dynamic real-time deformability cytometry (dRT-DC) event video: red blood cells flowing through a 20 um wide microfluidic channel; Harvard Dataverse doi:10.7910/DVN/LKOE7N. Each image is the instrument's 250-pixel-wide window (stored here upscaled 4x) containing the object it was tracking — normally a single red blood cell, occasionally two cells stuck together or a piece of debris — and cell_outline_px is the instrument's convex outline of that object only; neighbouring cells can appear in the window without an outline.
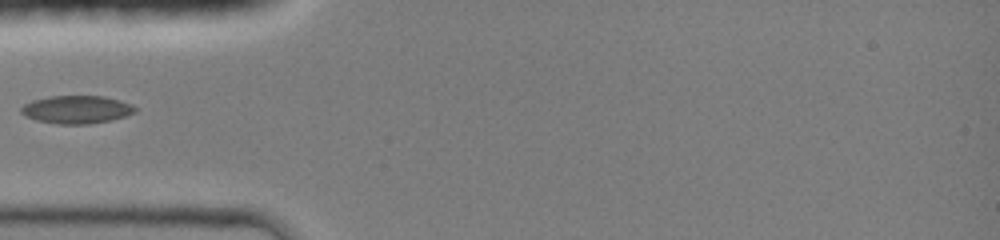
{"species": "common noctule bat (a hibernating species)", "species_latin": "Nyctalus noctula", "temperature_condition": "room temperature", "stored_images_in_passage": 16, "camera_frame_rate_fps": 3000, "um_per_image_px": 0.085, "animal": {"sex": "female", "body_mass_g": 19.0, "forearm_length_mm": 51.5}, "frame": {"image": 1, "passage_image": 1, "time_ms": 0.0, "image_size_px": [1000, 240], "cell_outline_px": [[136, 112], [112, 120], [88, 124], [56, 124], [36, 120], [20, 112], [20, 108], [24, 104], [32, 100], [48, 96], [104, 96], [120, 100], [132, 104], [136, 108]], "centroid_in_image_um": [6.52, 9.3], "position_along_channel_um": 78.5, "area_um2": 18.61}}
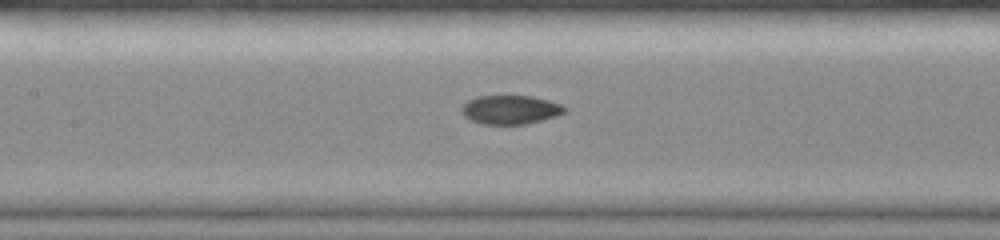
{"frame": {"image": 2, "passage_image": 11, "time_ms": 2.0, "image_size_px": [1000, 240], "cell_outline_px": [[568, 112], [556, 116], [528, 124], [484, 124], [472, 120], [464, 116], [460, 112], [460, 108], [468, 100], [476, 96], [532, 96], [548, 100], [560, 104], [568, 108]], "centroid_in_image_um": [43.4, 9.32], "position_along_channel_um": 164.0, "area_um2": 17.46}}
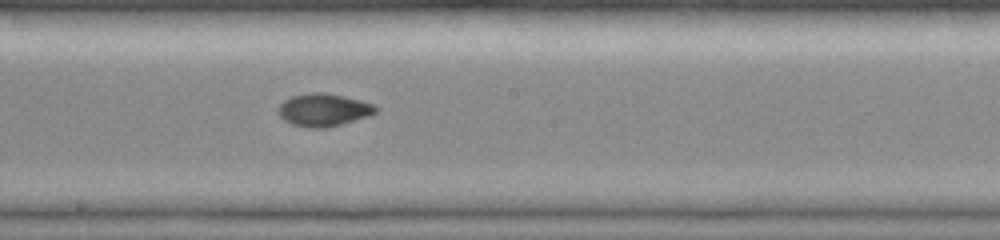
{"frame": {"image": 3, "passage_image": 16, "time_ms": 3.333, "image_size_px": [1000, 240], "cell_outline_px": [[376, 112], [368, 116], [340, 124], [324, 128], [308, 128], [292, 124], [284, 120], [280, 116], [276, 108], [284, 100], [292, 96], [316, 92], [320, 92], [344, 96], [360, 100], [372, 104], [376, 108]], "centroid_in_image_um": [27.45, 9.34], "position_along_channel_um": 220.7, "area_um2": 18.32}}